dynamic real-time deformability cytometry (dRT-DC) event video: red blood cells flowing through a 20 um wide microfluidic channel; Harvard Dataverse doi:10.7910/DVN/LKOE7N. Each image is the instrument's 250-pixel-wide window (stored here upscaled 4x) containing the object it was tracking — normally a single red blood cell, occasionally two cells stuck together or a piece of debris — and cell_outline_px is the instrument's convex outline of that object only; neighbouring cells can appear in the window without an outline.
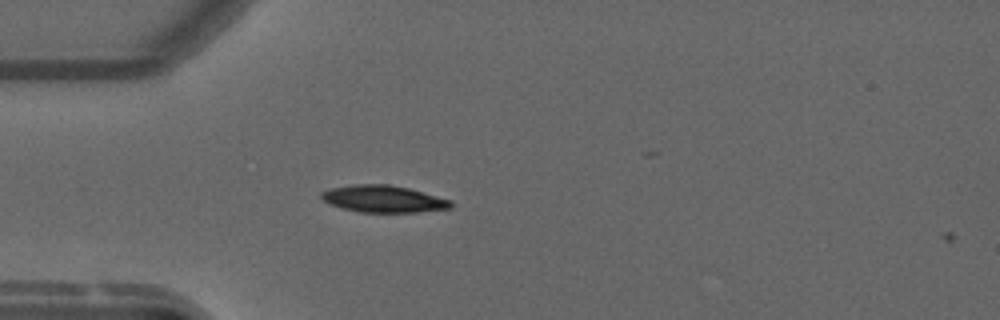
{"species": "common noctule bat (a hibernating species)", "species_latin": "Nyctalus noctula", "temperature_condition": "warm", "stored_images_in_passage": 2, "camera_frame_rate_fps": 3000, "um_per_image_px": 0.085, "animal": {"sex": "male", "forearm_length_mm": 52.5}, "frame": {"image": 1, "passage_image": 1, "time_ms": 0.0, "image_size_px": [1000, 320], "cell_outline_px": [[452, 208], [416, 212], [360, 212], [344, 208], [332, 204], [324, 200], [320, 196], [320, 192], [328, 188], [352, 184], [388, 184], [408, 188], [452, 200]], "centroid_in_image_um": [32.58, 16.89], "position_along_channel_um": 52.4, "area_um2": 20.29}}